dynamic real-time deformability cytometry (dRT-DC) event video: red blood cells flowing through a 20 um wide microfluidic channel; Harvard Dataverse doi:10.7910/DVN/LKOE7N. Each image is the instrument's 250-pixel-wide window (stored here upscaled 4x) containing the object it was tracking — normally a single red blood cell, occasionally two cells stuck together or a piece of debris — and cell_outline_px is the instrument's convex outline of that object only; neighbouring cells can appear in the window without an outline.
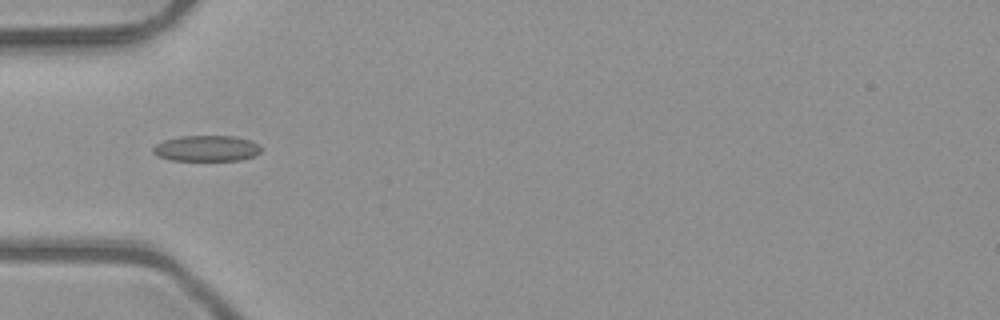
{"species": "common noctule bat (a hibernating species)", "species_latin": "Nyctalus noctula", "temperature_condition": "room temperature", "stored_images_in_passage": 5, "camera_frame_rate_fps": 3000, "um_per_image_px": 0.085, "animal": {"sex": "male", "body_mass_g": 23.1, "forearm_length_mm": 52.7}, "frame": {"image": 1, "passage_image": 4, "time_ms": 1.0, "image_size_px": [1000, 320], "cell_outline_px": [[264, 148], [256, 156], [240, 160], [172, 160], [156, 156], [152, 152], [152, 148], [156, 144], [164, 140], [180, 136], [236, 136], [252, 140], [260, 144]], "centroid_in_image_um": [17.61, 12.61], "position_along_channel_um": 67.4, "area_um2": 16.59}}
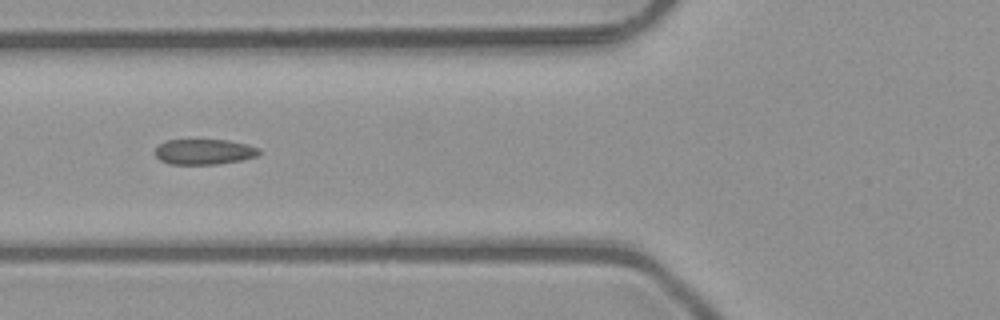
{"frame": {"image": 2, "passage_image": 5, "time_ms": 1.333, "image_size_px": [1000, 320], "cell_outline_px": [[260, 152], [256, 156], [240, 160], [216, 164], [168, 164], [160, 160], [152, 152], [160, 144], [168, 140], [228, 140], [248, 144], [260, 148]], "centroid_in_image_um": [17.33, 12.9], "position_along_channel_um": 108.5, "area_um2": 15.43}}